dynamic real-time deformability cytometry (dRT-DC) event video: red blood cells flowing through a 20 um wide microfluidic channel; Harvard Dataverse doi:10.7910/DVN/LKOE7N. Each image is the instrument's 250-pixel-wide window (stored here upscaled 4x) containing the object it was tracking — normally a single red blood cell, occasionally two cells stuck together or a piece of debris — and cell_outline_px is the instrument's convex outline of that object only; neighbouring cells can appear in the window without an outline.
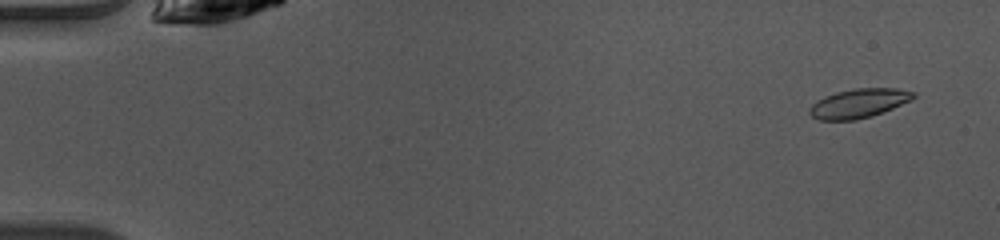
{"species": "common noctule bat (a hibernating species)", "species_latin": "Nyctalus noctula", "temperature_condition": "warm", "stored_images_in_passage": 50, "camera_frame_rate_fps": 3000, "um_per_image_px": 0.085, "animal": {"sex": "female", "body_mass_g": 10.0, "forearm_length_mm": 53.1}, "frame": {"image": 1, "passage_image": 3, "time_ms": 0.667, "image_size_px": [1000, 240], "cell_outline_px": [[916, 96], [912, 100], [872, 116], [856, 120], [820, 120], [812, 116], [808, 112], [808, 108], [816, 100], [824, 96], [836, 92], [856, 88], [896, 88], [916, 92]], "centroid_in_image_um": [72.99, 8.78], "position_along_channel_um": 12.0, "area_um2": 17.74}}
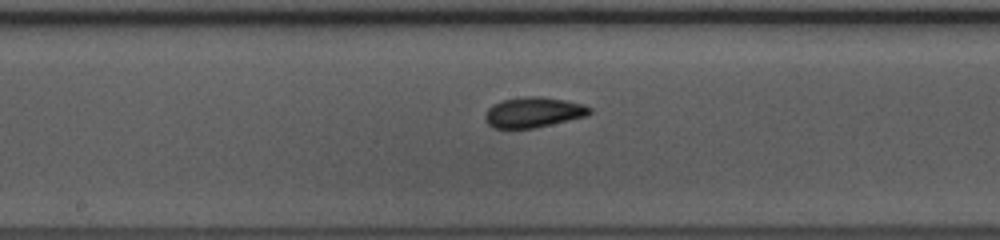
{"frame": {"image": 2, "passage_image": 26, "time_ms": 8.333, "image_size_px": [1000, 240], "cell_outline_px": [[592, 112], [588, 116], [532, 128], [492, 128], [484, 120], [484, 116], [488, 108], [492, 104], [504, 100], [524, 96], [540, 96], [564, 100], [584, 104], [592, 108]], "centroid_in_image_um": [45.34, 9.54], "position_along_channel_um": 202.9, "area_um2": 18.55}}
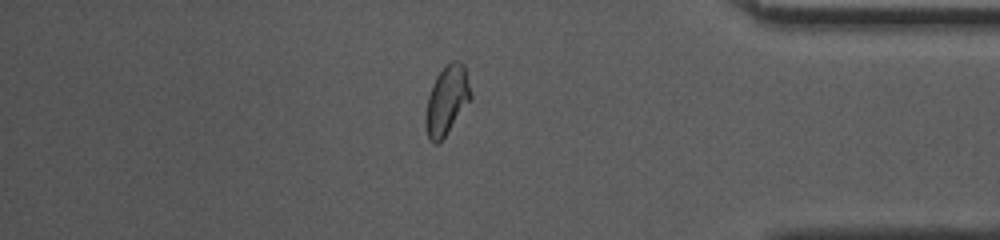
{"frame": {"image": 3, "passage_image": 42, "time_ms": 13.667, "image_size_px": [1000, 240], "cell_outline_px": [[472, 96], [444, 136], [436, 144], [428, 136], [424, 120], [424, 116], [428, 96], [432, 84], [436, 76], [444, 64], [452, 60], [460, 60], [464, 64], [472, 92]], "centroid_in_image_um": [37.97, 8.43], "position_along_channel_um": 397.2, "area_um2": 17.98}}